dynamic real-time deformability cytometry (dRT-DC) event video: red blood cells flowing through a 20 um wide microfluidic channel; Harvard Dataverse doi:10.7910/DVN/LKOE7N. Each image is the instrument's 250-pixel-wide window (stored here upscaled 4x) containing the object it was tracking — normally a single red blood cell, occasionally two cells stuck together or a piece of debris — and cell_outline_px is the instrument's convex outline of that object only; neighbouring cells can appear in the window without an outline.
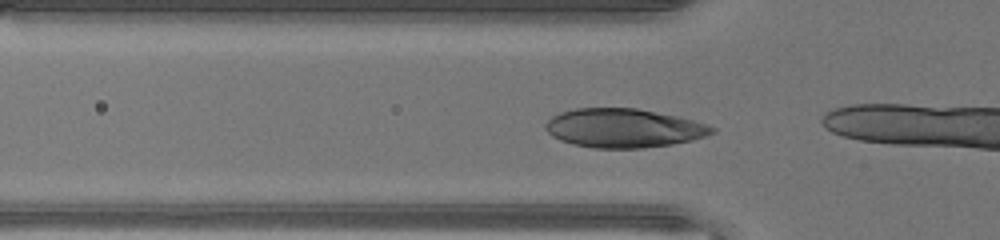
{"species": "human", "species_latin": "Homo sapiens", "temperature_condition": "warm", "stored_images_in_passage": 10, "camera_frame_rate_fps": 3000, "um_per_image_px": 0.085, "donor": {"sex": "male"}, "frame": {"image": 1, "passage_image": 6, "time_ms": 1.667, "image_size_px": [1000, 240], "cell_outline_px": [[716, 132], [692, 140], [672, 144], [644, 148], [592, 148], [572, 144], [560, 140], [552, 136], [544, 128], [544, 124], [552, 116], [560, 112], [576, 108], [636, 108], [676, 116], [708, 124], [716, 128]], "centroid_in_image_um": [52.99, 10.89], "position_along_channel_um": 72.8, "area_um2": 37.8}}
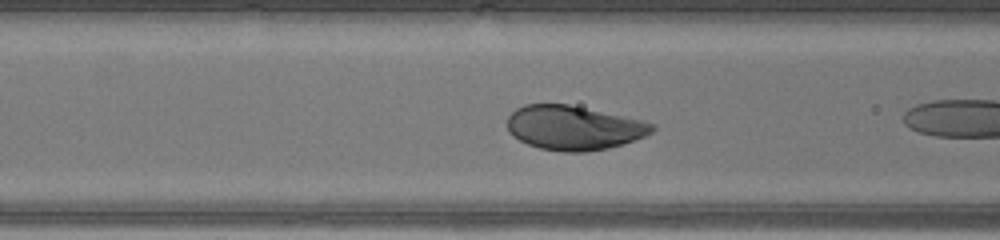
{"frame": {"image": 2, "passage_image": 9, "time_ms": 2.667, "image_size_px": [1000, 240], "cell_outline_px": [[656, 128], [652, 132], [644, 136], [608, 148], [584, 152], [564, 152], [540, 148], [528, 144], [512, 136], [508, 132], [508, 116], [516, 108], [524, 104], [568, 104], [644, 120], [656, 124]], "centroid_in_image_um": [48.76, 10.85], "position_along_channel_um": 117.8, "area_um2": 37.4}}